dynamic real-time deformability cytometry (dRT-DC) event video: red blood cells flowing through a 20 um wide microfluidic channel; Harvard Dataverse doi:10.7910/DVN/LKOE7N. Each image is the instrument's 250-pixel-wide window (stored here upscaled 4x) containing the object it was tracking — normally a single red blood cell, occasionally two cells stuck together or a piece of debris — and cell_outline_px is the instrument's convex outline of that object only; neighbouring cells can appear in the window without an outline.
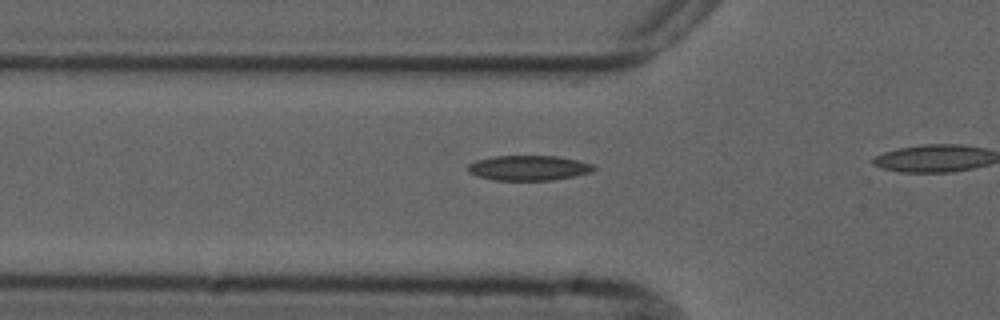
{"species": "common noctule bat (a hibernating species)", "species_latin": "Nyctalus noctula", "temperature_condition": "cold", "stored_images_in_passage": 5, "camera_frame_rate_fps": 3000, "um_per_image_px": 0.085, "animal": {"sex": "male", "forearm_length_mm": 52.5}, "frame": {"image": 1, "passage_image": 4, "time_ms": 5.0, "image_size_px": [1000, 320], "cell_outline_px": [[596, 168], [592, 172], [576, 176], [552, 180], [496, 180], [476, 176], [468, 172], [468, 164], [476, 160], [492, 156], [556, 156], [576, 160], [592, 164]], "centroid_in_image_um": [44.92, 14.27], "position_along_channel_um": 80.9, "area_um2": 18.38}}